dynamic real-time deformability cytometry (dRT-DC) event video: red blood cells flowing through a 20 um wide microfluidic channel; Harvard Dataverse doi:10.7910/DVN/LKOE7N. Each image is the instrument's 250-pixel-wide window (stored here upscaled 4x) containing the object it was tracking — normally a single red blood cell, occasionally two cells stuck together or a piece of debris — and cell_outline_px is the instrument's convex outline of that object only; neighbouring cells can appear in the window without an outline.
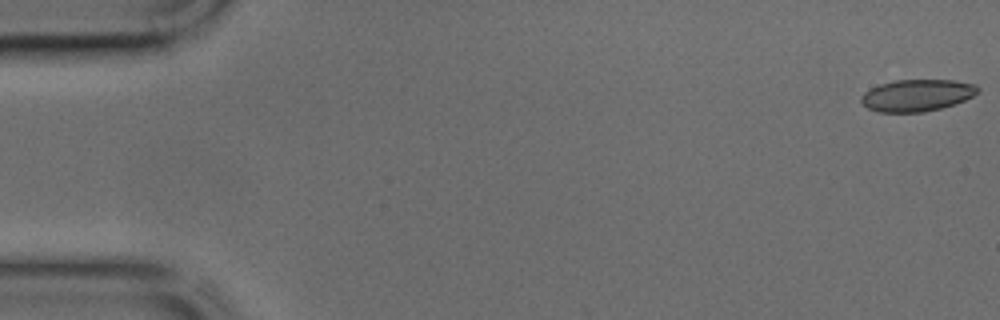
{"species": "common noctule bat (a hibernating species)", "species_latin": "Nyctalus noctula", "temperature_condition": "cold", "stored_images_in_passage": 44, "camera_frame_rate_fps": 3000, "um_per_image_px": 0.085, "animal": {"sex": "male", "body_mass_g": 17.9, "forearm_length_mm": 54.2}, "frame": {"image": 1, "passage_image": 1, "time_ms": 0.0, "image_size_px": [1000, 320], "cell_outline_px": [[980, 92], [956, 104], [924, 112], [880, 112], [868, 108], [860, 100], [860, 96], [864, 92], [880, 84], [896, 80], [952, 80], [976, 84], [980, 88]], "centroid_in_image_um": [77.97, 8.1], "position_along_channel_um": 7.0, "area_um2": 21.68}}
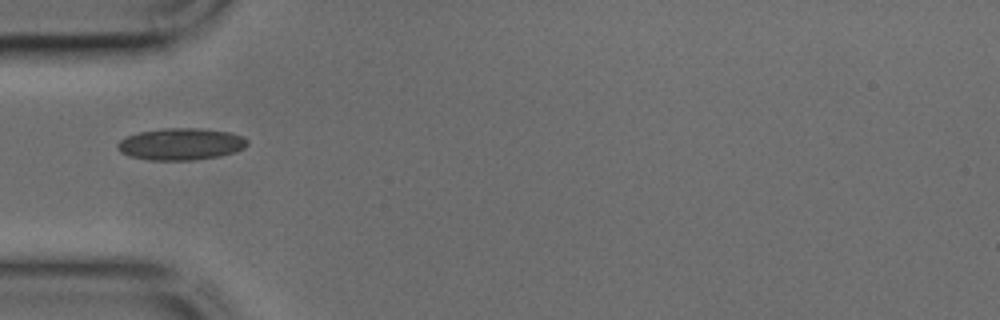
{"frame": {"image": 2, "passage_image": 14, "time_ms": 4.333, "image_size_px": [1000, 320], "cell_outline_px": [[248, 144], [244, 148], [236, 152], [220, 156], [192, 160], [148, 160], [132, 156], [120, 152], [116, 148], [116, 144], [120, 140], [128, 136], [140, 132], [164, 128], [200, 128], [232, 132], [244, 136], [248, 140]], "centroid_in_image_um": [15.42, 12.24], "position_along_channel_um": 69.6, "area_um2": 24.28}}
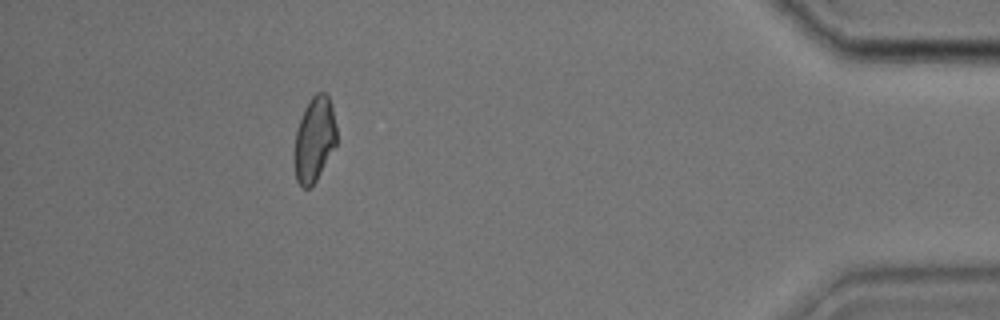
{"frame": {"image": 3, "passage_image": 40, "time_ms": 13.0, "image_size_px": [1000, 320], "cell_outline_px": [[336, 144], [316, 180], [308, 188], [304, 188], [296, 180], [296, 132], [304, 108], [312, 96], [316, 92], [324, 92], [328, 96], [332, 104], [336, 124]], "centroid_in_image_um": [26.76, 11.78], "position_along_channel_um": 408.4, "area_um2": 20.35}}